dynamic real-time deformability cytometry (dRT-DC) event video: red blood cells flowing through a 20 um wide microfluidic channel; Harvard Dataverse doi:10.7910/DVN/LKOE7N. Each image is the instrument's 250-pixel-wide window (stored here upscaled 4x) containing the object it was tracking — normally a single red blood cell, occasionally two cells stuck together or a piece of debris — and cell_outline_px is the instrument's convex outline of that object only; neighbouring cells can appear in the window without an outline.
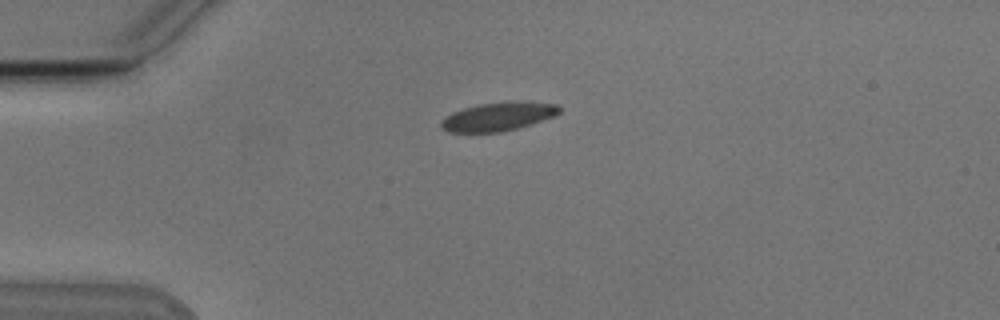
{"species": "Egyptian fruit bat (a non-hibernating species)", "species_latin": "Rousettus aegyptiacus", "temperature_condition": "cold", "stored_images_in_passage": 8, "camera_frame_rate_fps": 3000, "um_per_image_px": 0.085, "animal": {"sex": "male"}, "frame": {"image": 1, "passage_image": 1, "time_ms": 0.0, "image_size_px": [1000, 320], "cell_outline_px": [[560, 112], [556, 116], [520, 128], [500, 132], [448, 132], [440, 128], [440, 124], [444, 116], [452, 112], [464, 108], [480, 104], [508, 100], [520, 100], [556, 104], [560, 108]], "centroid_in_image_um": [42.37, 9.89], "position_along_channel_um": 42.6, "area_um2": 20.17}}